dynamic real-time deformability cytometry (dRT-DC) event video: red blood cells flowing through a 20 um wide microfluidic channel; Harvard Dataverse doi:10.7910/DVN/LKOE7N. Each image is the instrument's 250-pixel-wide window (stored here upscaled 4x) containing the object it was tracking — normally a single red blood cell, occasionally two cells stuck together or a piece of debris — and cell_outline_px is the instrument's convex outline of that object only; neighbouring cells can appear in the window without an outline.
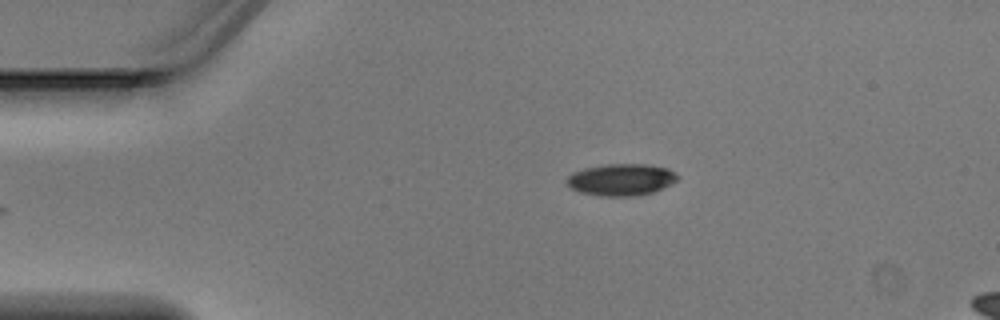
{"species": "Egyptian fruit bat (a non-hibernating species)", "species_latin": "Rousettus aegyptiacus", "temperature_condition": "warm", "stored_images_in_passage": 4, "camera_frame_rate_fps": 3000, "um_per_image_px": 0.085, "animal": {"sex": "male"}, "frame": {"image": 1, "passage_image": 4, "time_ms": 1.0, "image_size_px": [1000, 320], "cell_outline_px": [[680, 180], [672, 184], [652, 192], [640, 196], [600, 196], [580, 192], [572, 188], [564, 180], [572, 172], [584, 168], [604, 164], [648, 164], [668, 168], [676, 172], [680, 176]], "centroid_in_image_um": [52.84, 15.26], "position_along_channel_um": 32.2, "area_um2": 20.92}}